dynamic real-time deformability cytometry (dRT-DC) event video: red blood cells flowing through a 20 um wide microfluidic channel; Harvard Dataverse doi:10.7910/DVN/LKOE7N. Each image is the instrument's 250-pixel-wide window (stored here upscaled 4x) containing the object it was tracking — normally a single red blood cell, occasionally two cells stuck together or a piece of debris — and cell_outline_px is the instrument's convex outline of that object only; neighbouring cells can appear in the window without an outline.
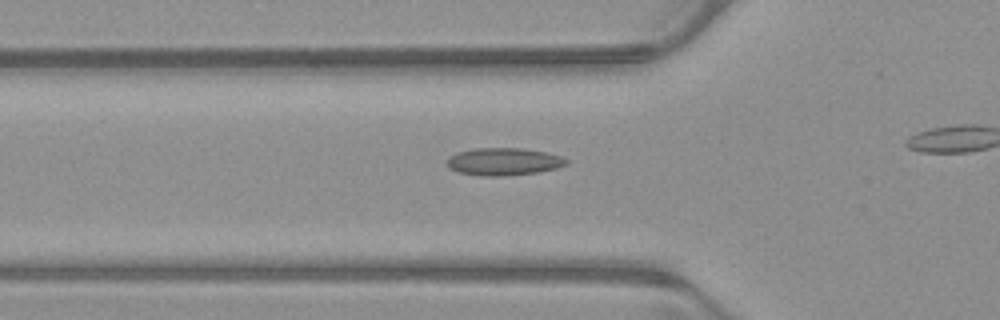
{"species": "common noctule bat (a hibernating species)", "species_latin": "Nyctalus noctula", "temperature_condition": "warm", "stored_images_in_passage": 31, "camera_frame_rate_fps": 3000, "um_per_image_px": 0.085, "animal": {"sex": "male", "body_mass_g": 23.1, "forearm_length_mm": 52.7}, "frame": {"image": 1, "passage_image": 7, "time_ms": 2.0, "image_size_px": [1000, 320], "cell_outline_px": [[568, 164], [556, 168], [540, 172], [500, 176], [480, 176], [460, 172], [448, 168], [448, 156], [456, 152], [476, 148], [524, 148], [544, 152], [560, 156], [568, 160]], "centroid_in_image_um": [42.8, 13.73], "position_along_channel_um": 83.0, "area_um2": 19.13}}
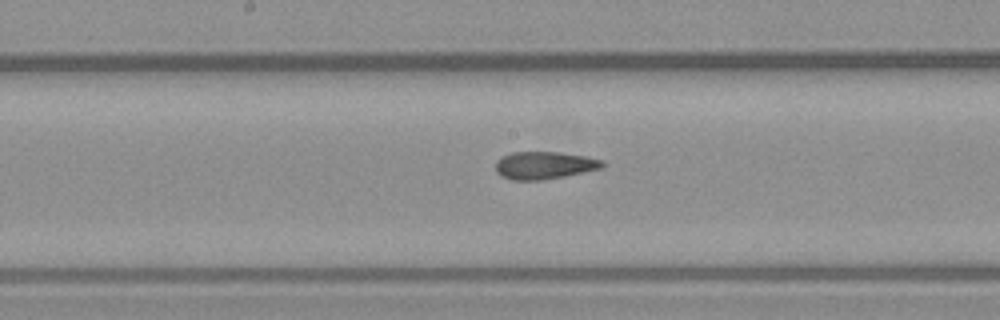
{"frame": {"image": 2, "passage_image": 16, "time_ms": 5.0, "image_size_px": [1000, 320], "cell_outline_px": [[604, 168], [544, 180], [512, 180], [500, 176], [496, 172], [496, 160], [500, 156], [512, 152], [556, 152], [588, 156], [604, 160]], "centroid_in_image_um": [46.26, 14.05], "position_along_channel_um": 201.9, "area_um2": 17.4}}
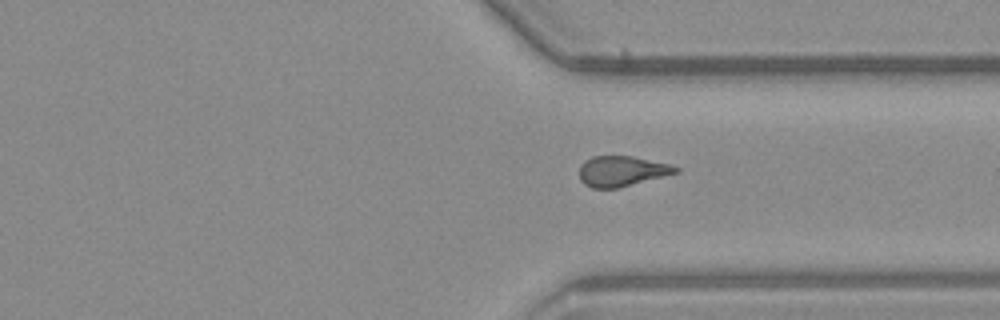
{"frame": {"image": 3, "passage_image": 28, "time_ms": 9.0, "image_size_px": [1000, 320], "cell_outline_px": [[680, 172], [616, 188], [592, 188], [584, 184], [580, 180], [580, 164], [584, 160], [592, 156], [632, 156], [672, 164], [680, 168]], "centroid_in_image_um": [52.86, 14.53], "position_along_channel_um": 358.5, "area_um2": 17.11}}